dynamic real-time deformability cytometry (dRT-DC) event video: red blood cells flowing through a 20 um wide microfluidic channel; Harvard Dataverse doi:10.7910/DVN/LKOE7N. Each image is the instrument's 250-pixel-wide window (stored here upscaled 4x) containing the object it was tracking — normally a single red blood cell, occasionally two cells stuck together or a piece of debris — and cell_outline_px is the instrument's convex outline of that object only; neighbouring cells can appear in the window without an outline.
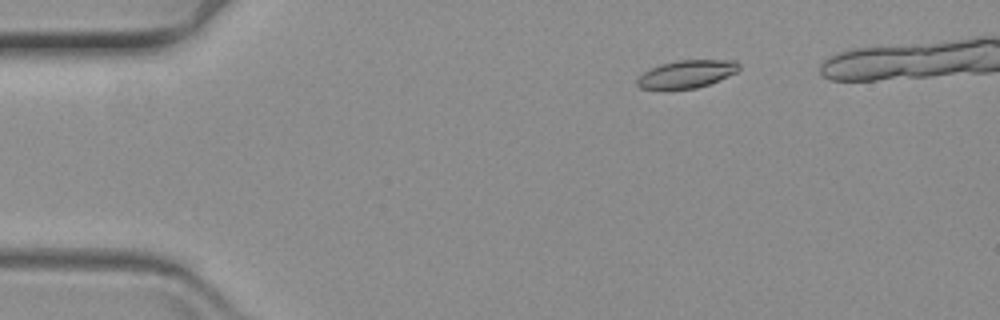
{"species": "common noctule bat (a hibernating species)", "species_latin": "Nyctalus noctula", "temperature_condition": "warm", "stored_images_in_passage": 46, "camera_frame_rate_fps": 3000, "um_per_image_px": 0.085, "animal": {"sex": "female", "body_mass_g": 19.3, "forearm_length_mm": 54.1}, "frame": {"image": 1, "passage_image": 2, "time_ms": 0.333, "image_size_px": [1000, 320], "cell_outline_px": [[740, 68], [736, 72], [728, 76], [708, 84], [696, 88], [640, 88], [636, 84], [636, 80], [644, 72], [660, 64], [676, 60], [736, 60], [740, 64]], "centroid_in_image_um": [58.39, 6.27], "position_along_channel_um": 26.6, "area_um2": 16.18}}
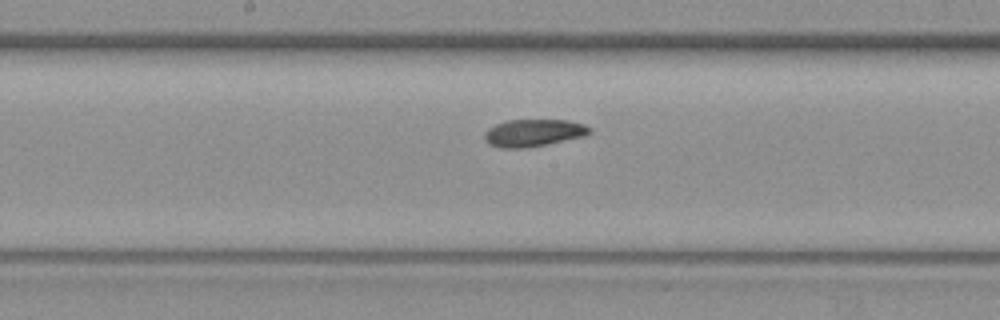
{"frame": {"image": 2, "passage_image": 24, "time_ms": 7.667, "image_size_px": [1000, 320], "cell_outline_px": [[592, 132], [584, 136], [548, 144], [524, 148], [500, 148], [488, 144], [484, 140], [484, 132], [488, 128], [496, 124], [508, 120], [568, 120], [584, 124], [592, 128]], "centroid_in_image_um": [45.34, 11.29], "position_along_channel_um": 202.9, "area_um2": 16.88}}
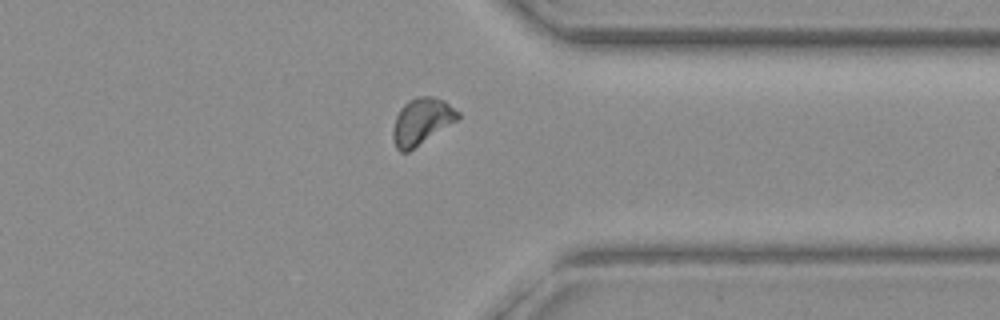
{"frame": {"image": 3, "passage_image": 40, "time_ms": 13.0, "image_size_px": [1000, 320], "cell_outline_px": [[460, 116], [456, 120], [408, 152], [400, 152], [396, 148], [392, 136], [392, 128], [396, 116], [400, 108], [408, 100], [416, 96], [432, 96], [444, 100], [460, 112]], "centroid_in_image_um": [35.81, 10.3], "position_along_channel_um": 375.6, "area_um2": 17.51}}